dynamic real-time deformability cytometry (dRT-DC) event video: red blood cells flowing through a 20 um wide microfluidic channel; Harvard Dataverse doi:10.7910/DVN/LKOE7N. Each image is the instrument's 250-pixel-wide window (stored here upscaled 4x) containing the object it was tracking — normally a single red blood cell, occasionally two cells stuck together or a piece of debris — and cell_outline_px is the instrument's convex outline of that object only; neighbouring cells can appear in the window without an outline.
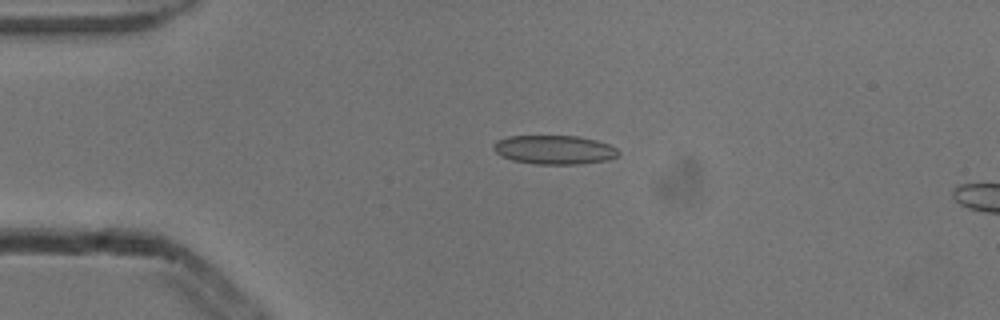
{"species": "common noctule bat (a hibernating species)", "species_latin": "Nyctalus noctula", "temperature_condition": "cold", "stored_images_in_passage": 3, "camera_frame_rate_fps": 3000, "um_per_image_px": 0.085, "animal": {"sex": "male", "body_mass_g": 13.3}, "frame": {"image": 1, "passage_image": 2, "time_ms": 0.333, "image_size_px": [1000, 320], "cell_outline_px": [[620, 152], [616, 156], [608, 160], [580, 164], [536, 164], [512, 160], [500, 156], [492, 148], [492, 144], [496, 140], [508, 136], [580, 136], [596, 140], [608, 144], [616, 148]], "centroid_in_image_um": [47.09, 12.72], "position_along_channel_um": 37.9, "area_um2": 21.21}}